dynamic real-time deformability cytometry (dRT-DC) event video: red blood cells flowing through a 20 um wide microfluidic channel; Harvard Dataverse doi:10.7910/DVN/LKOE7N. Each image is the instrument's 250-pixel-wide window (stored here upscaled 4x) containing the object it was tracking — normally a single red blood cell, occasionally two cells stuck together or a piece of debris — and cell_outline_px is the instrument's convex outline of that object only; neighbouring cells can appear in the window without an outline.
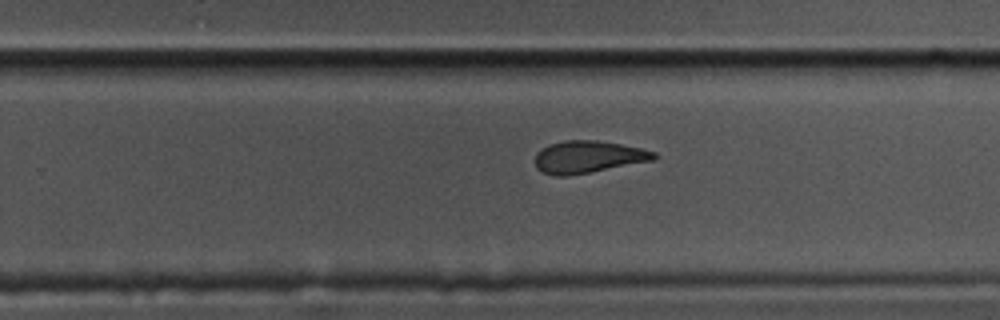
{"species": "common noctule bat (a hibernating species)", "species_latin": "Nyctalus noctula", "temperature_condition": "cold", "stored_images_in_passage": 39, "camera_frame_rate_fps": 3000, "um_per_image_px": 0.085, "animal": {"sex": "male", "body_mass_g": 17.5, "forearm_length_mm": 52.3}, "frame": {"image": 1, "passage_image": 23, "time_ms": 7.333, "image_size_px": [1000, 320], "cell_outline_px": [[660, 156], [656, 160], [568, 176], [556, 176], [544, 172], [536, 168], [536, 152], [548, 144], [564, 140], [596, 140], [620, 144], [640, 148], [656, 152]], "centroid_in_image_um": [50.02, 13.33], "position_along_channel_um": 279.8, "area_um2": 22.43}}
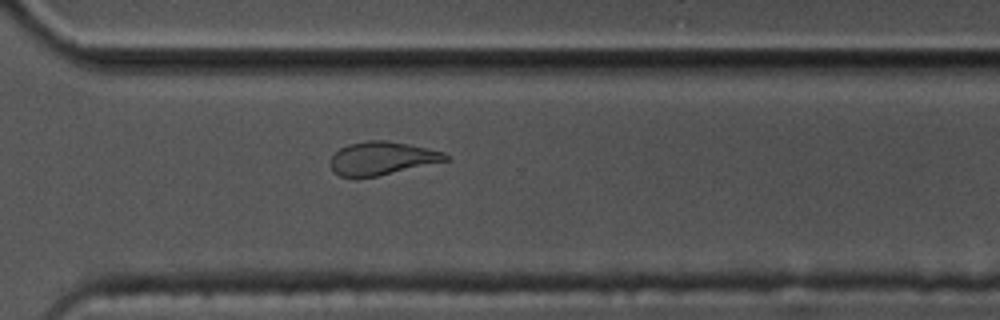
{"frame": {"image": 2, "passage_image": 28, "time_ms": 9.0, "image_size_px": [1000, 320], "cell_outline_px": [[452, 160], [376, 176], [356, 180], [340, 176], [332, 172], [328, 160], [340, 148], [348, 144], [368, 140], [384, 140], [408, 144], [444, 152]], "centroid_in_image_um": [32.41, 13.49], "position_along_channel_um": 338.2, "area_um2": 22.77}}